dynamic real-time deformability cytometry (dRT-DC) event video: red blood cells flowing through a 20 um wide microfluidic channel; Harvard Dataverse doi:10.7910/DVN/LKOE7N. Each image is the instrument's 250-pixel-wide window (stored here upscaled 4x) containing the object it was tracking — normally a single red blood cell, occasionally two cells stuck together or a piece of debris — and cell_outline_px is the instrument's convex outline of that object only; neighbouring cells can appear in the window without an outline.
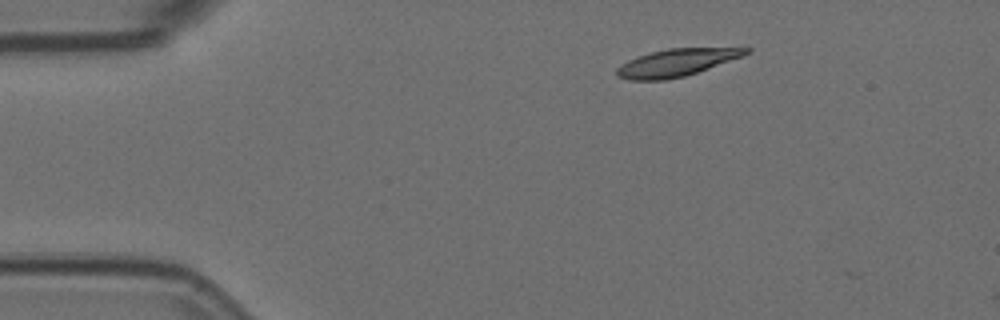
{"species": "Egyptian fruit bat (a non-hibernating species)", "species_latin": "Rousettus aegyptiacus", "temperature_condition": "room temperature", "stored_images_in_passage": 5, "camera_frame_rate_fps": 3000, "um_per_image_px": 0.085, "animal": {"sex": "female"}, "frame": {"image": 1, "passage_image": 2, "time_ms": 0.333, "image_size_px": [1000, 320], "cell_outline_px": [[752, 52], [744, 56], [684, 76], [664, 80], [628, 80], [616, 76], [616, 68], [620, 64], [628, 60], [652, 52], [668, 48], [752, 48]], "centroid_in_image_um": [57.49, 5.32], "position_along_channel_um": 27.5, "area_um2": 20.46}}